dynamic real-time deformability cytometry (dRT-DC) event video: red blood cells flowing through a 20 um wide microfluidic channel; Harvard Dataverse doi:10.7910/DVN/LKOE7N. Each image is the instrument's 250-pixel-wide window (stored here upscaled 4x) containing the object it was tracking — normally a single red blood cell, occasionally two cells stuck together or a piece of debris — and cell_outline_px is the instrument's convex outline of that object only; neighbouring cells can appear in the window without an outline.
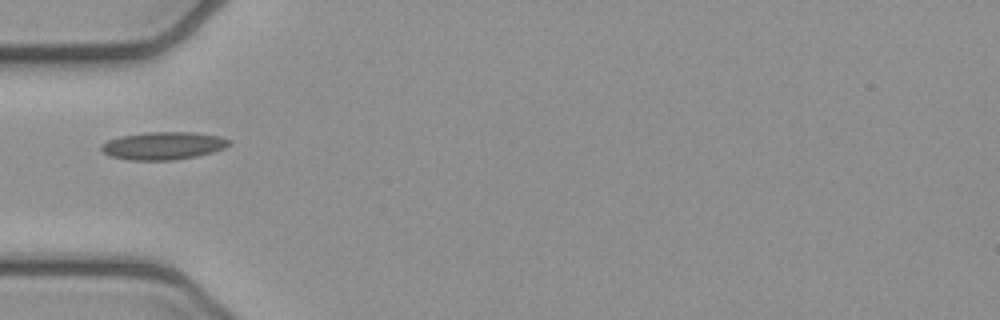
{"species": "common noctule bat (a hibernating species)", "species_latin": "Nyctalus noctula", "temperature_condition": "cold", "stored_images_in_passage": 36, "camera_frame_rate_fps": 3000, "um_per_image_px": 0.085, "animal": {"sex": "female", "body_mass_g": 21.9}, "frame": {"image": 1, "passage_image": 1, "time_ms": 0.0, "image_size_px": [1000, 320], "cell_outline_px": [[232, 140], [224, 148], [212, 152], [196, 156], [172, 160], [128, 160], [108, 156], [100, 148], [100, 144], [108, 140], [120, 136], [148, 132], [192, 132], [220, 136]], "centroid_in_image_um": [13.84, 12.38], "position_along_channel_um": 71.2, "area_um2": 20.69}}
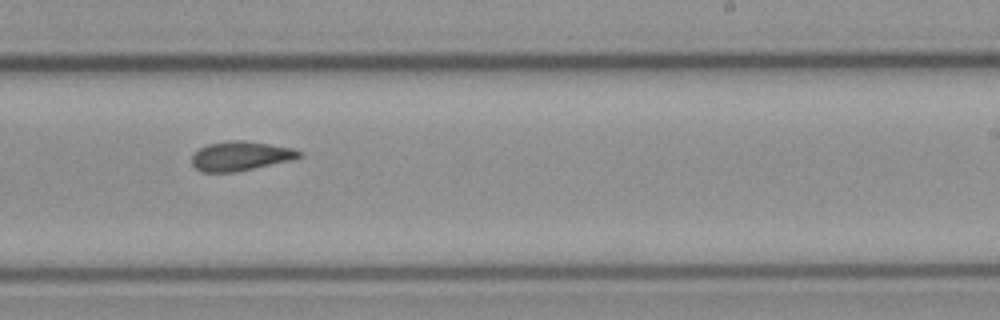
{"frame": {"image": 2, "passage_image": 16, "time_ms": 5.0, "image_size_px": [1000, 320], "cell_outline_px": [[304, 156], [288, 160], [236, 172], [200, 172], [192, 164], [192, 156], [200, 148], [208, 144], [228, 140], [244, 140], [292, 148], [304, 152]], "centroid_in_image_um": [20.43, 13.25], "position_along_channel_um": 268.6, "area_um2": 18.21}}
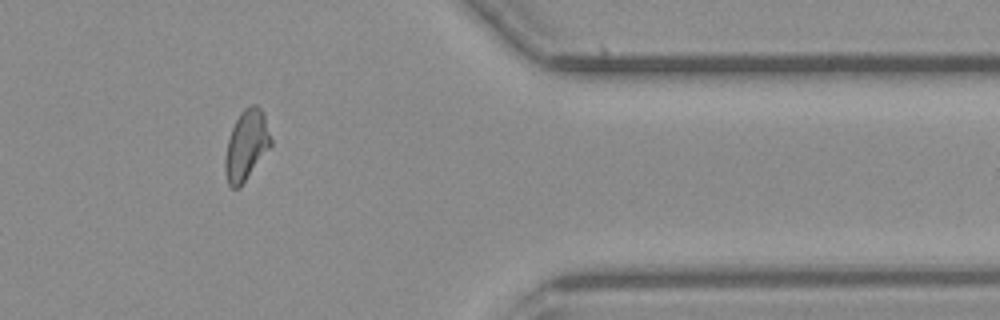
{"frame": {"image": 3, "passage_image": 27, "time_ms": 8.667, "image_size_px": [1000, 320], "cell_outline_px": [[272, 144], [240, 188], [232, 188], [228, 184], [224, 172], [224, 160], [228, 140], [232, 128], [240, 112], [244, 108], [252, 104], [256, 104], [264, 112], [272, 140]], "centroid_in_image_um": [20.94, 12.34], "position_along_channel_um": 390.5, "area_um2": 18.79}, "authors_computed_cell_mechanics": {"area_um2": 18.496, "velocity_mm_per_s": 3.9262, "shape_relaxation_time_tau1_ms": null, "shape_relaxation_time_tau2_ms": 3.226, "deformation_change_tau1": null, "deformation_change_tau2": 0.1021}}